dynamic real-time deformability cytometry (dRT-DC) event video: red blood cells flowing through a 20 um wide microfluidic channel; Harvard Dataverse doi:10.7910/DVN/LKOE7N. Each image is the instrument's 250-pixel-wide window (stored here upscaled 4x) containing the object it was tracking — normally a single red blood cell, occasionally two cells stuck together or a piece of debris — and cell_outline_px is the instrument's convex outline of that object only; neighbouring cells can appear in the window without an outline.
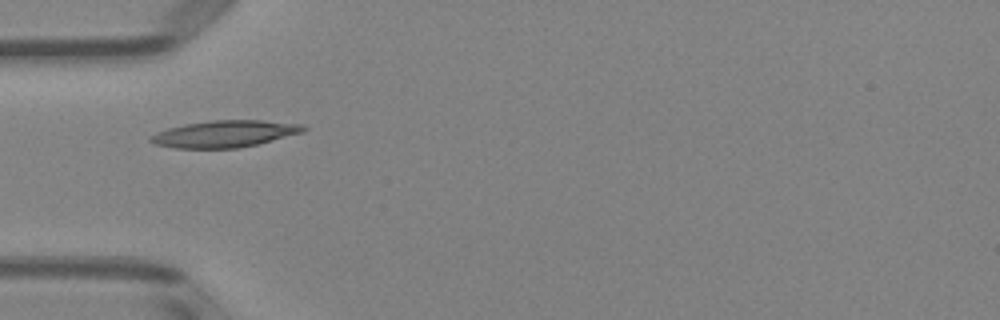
{"species": "Egyptian fruit bat (a non-hibernating species)", "species_latin": "Rousettus aegyptiacus", "temperature_condition": "room temperature", "stored_images_in_passage": 8, "camera_frame_rate_fps": 3000, "um_per_image_px": 0.085, "animal": {"sex": "female"}, "frame": {"image": 1, "passage_image": 5, "time_ms": 4.667, "image_size_px": [1000, 320], "cell_outline_px": [[308, 128], [304, 132], [256, 144], [236, 148], [176, 148], [156, 144], [148, 140], [148, 136], [156, 132], [168, 128], [184, 124], [212, 120], [260, 120], [304, 124]], "centroid_in_image_um": [19.09, 11.37], "position_along_channel_um": 65.9, "area_um2": 23.87}}
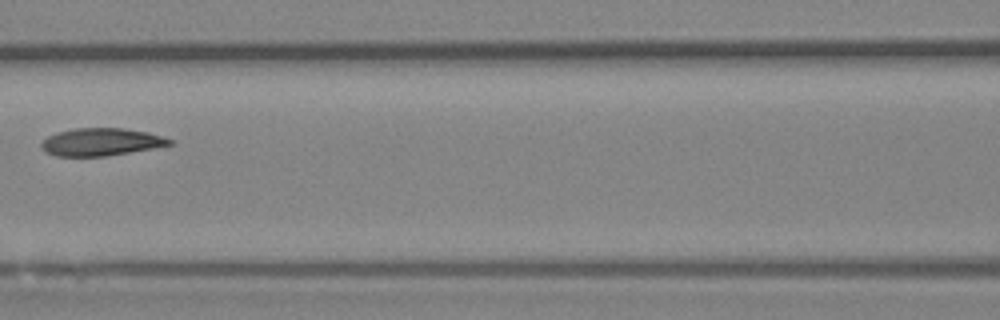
{"frame": {"image": 2, "passage_image": 7, "time_ms": 7.0, "image_size_px": [1000, 320], "cell_outline_px": [[172, 144], [152, 148], [104, 156], [56, 156], [40, 148], [40, 144], [48, 136], [56, 132], [76, 128], [124, 128], [148, 132], [172, 140]], "centroid_in_image_um": [8.55, 12.06], "position_along_channel_um": 158.1, "area_um2": 20.35}}
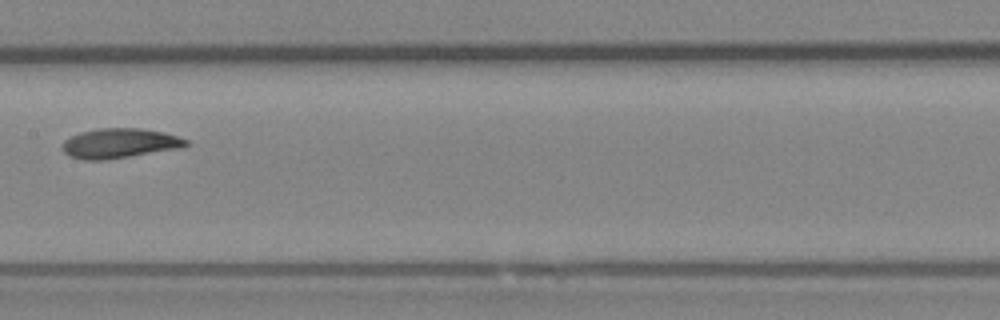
{"frame": {"image": 3, "passage_image": 8, "time_ms": 8.0, "image_size_px": [1000, 320], "cell_outline_px": [[188, 144], [184, 148], [104, 160], [84, 160], [68, 156], [64, 152], [64, 140], [80, 132], [96, 128], [140, 128], [164, 132], [188, 140]], "centroid_in_image_um": [10.19, 12.18], "position_along_channel_um": 197.2, "area_um2": 21.5}}